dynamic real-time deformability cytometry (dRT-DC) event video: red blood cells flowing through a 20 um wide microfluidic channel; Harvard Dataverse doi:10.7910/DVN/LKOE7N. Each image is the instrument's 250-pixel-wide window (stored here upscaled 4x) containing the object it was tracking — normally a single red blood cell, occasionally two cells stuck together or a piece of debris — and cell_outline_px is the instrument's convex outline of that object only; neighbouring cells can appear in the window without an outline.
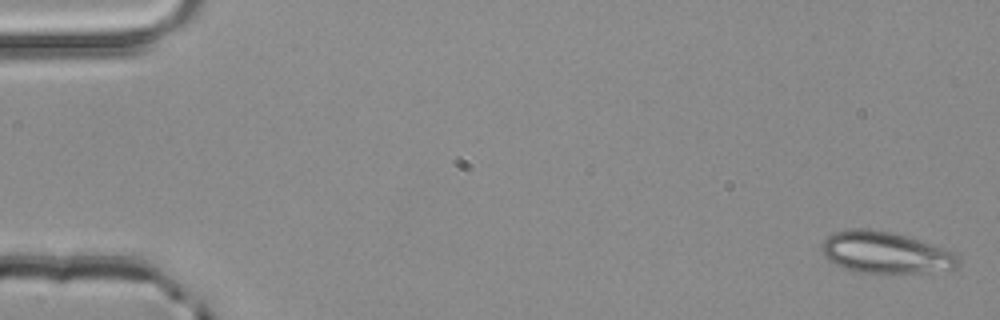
{"species": "common noctule bat (a hibernating species)", "species_latin": "Nyctalus noctula", "temperature_condition": "room temperature", "stored_images_in_passage": 5, "camera_frame_rate_fps": 3000, "um_per_image_px": 0.085, "animal": {"sex": "male", "body_mass_g": 20.4}, "frame": {"image": 1, "passage_image": 1, "time_ms": 0.0, "image_size_px": [1000, 320], "cell_outline_px": [[960, 264], [956, 268], [924, 272], [880, 276], [852, 272], [828, 260], [824, 256], [820, 248], [820, 244], [828, 236], [836, 232], [856, 228], [864, 228], [892, 232], [948, 248], [956, 252], [960, 256]], "centroid_in_image_um": [75.29, 21.51], "position_along_channel_um": 9.7, "area_um2": 34.28}}